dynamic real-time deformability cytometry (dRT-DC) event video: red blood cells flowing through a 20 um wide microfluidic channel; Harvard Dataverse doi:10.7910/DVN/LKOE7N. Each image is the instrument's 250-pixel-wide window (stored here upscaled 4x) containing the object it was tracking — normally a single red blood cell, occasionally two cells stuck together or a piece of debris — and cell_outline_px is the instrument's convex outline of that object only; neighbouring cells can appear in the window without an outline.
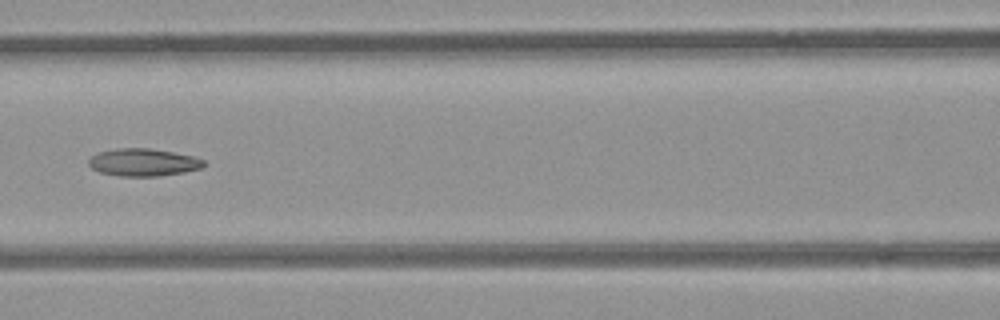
{"species": "common noctule bat (a hibernating species)", "species_latin": "Nyctalus noctula", "temperature_condition": "room temperature", "stored_images_in_passage": 6, "camera_frame_rate_fps": 3000, "um_per_image_px": 0.085, "animal": {"sex": "female", "body_mass_g": 21.9}, "frame": {"image": 1, "passage_image": 5, "time_ms": 4.667, "image_size_px": [1000, 320], "cell_outline_px": [[208, 164], [204, 168], [184, 172], [160, 176], [120, 176], [100, 172], [92, 168], [88, 164], [88, 160], [92, 156], [100, 152], [116, 148], [148, 148], [172, 152], [192, 156], [204, 160]], "centroid_in_image_um": [12.22, 13.8], "position_along_channel_um": 154.4, "area_um2": 18.5}}
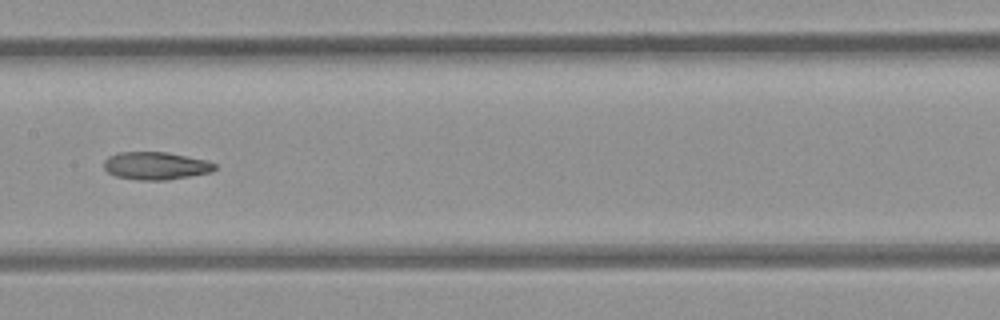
{"frame": {"image": 2, "passage_image": 6, "time_ms": 5.667, "image_size_px": [1000, 320], "cell_outline_px": [[216, 168], [212, 172], [168, 180], [140, 180], [116, 176], [108, 172], [104, 168], [104, 160], [108, 156], [120, 152], [168, 152], [204, 160], [216, 164]], "centroid_in_image_um": [13.23, 14.09], "position_along_channel_um": 194.2, "area_um2": 17.86}}